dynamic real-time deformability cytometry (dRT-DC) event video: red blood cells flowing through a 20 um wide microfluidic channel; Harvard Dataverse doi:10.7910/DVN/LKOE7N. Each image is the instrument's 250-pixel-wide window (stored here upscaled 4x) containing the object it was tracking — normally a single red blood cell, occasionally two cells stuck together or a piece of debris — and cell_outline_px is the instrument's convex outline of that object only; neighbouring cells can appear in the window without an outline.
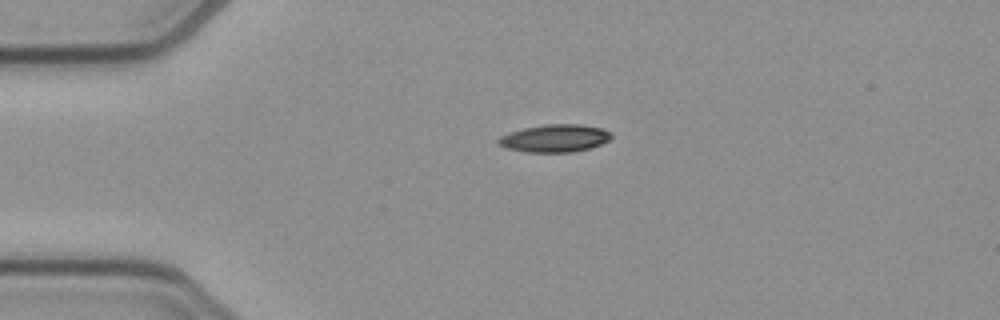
{"species": "common noctule bat (a hibernating species)", "species_latin": "Nyctalus noctula", "temperature_condition": "cold", "stored_images_in_passage": 42, "camera_frame_rate_fps": 3000, "um_per_image_px": 0.085, "animal": {"sex": "female", "body_mass_g": 21.9}, "frame": {"image": 1, "passage_image": 1, "time_ms": 0.0, "image_size_px": [1000, 320], "cell_outline_px": [[612, 136], [608, 140], [600, 144], [588, 148], [572, 152], [528, 152], [508, 148], [500, 144], [496, 140], [500, 136], [508, 132], [524, 128], [544, 124], [580, 124], [604, 128], [612, 132]], "centroid_in_image_um": [47.17, 11.73], "position_along_channel_um": 37.8, "area_um2": 18.15}}
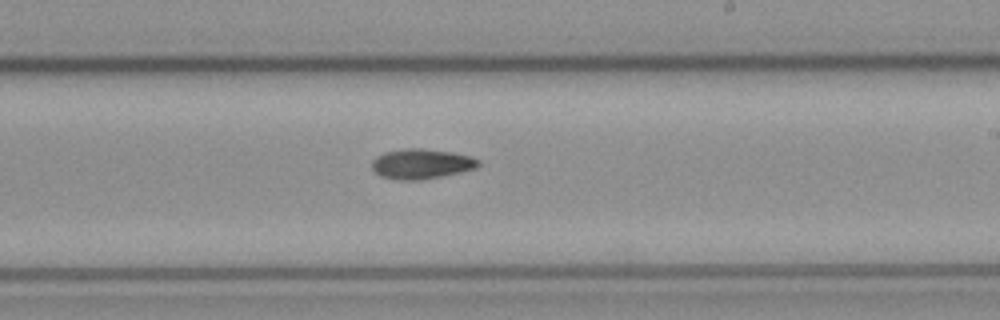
{"frame": {"image": 2, "passage_image": 20, "time_ms": 6.333, "image_size_px": [1000, 320], "cell_outline_px": [[480, 164], [476, 168], [460, 172], [420, 180], [400, 180], [380, 176], [372, 168], [372, 160], [376, 156], [384, 152], [404, 148], [420, 148], [452, 152], [468, 156], [480, 160]], "centroid_in_image_um": [35.79, 13.92], "position_along_channel_um": 253.2, "area_um2": 18.55}}
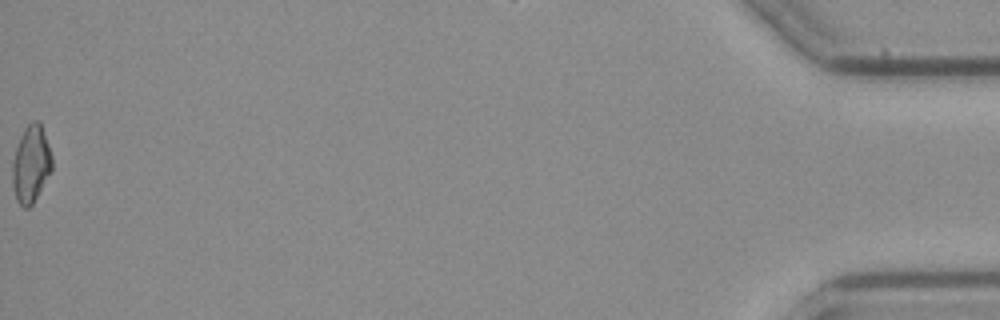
{"frame": {"image": 3, "passage_image": 42, "time_ms": 13.667, "image_size_px": [1000, 320], "cell_outline_px": [[52, 172], [32, 204], [28, 208], [24, 208], [16, 200], [12, 184], [12, 160], [16, 148], [24, 128], [32, 120], [40, 120], [52, 156]], "centroid_in_image_um": [2.64, 13.94], "position_along_channel_um": 432.6, "area_um2": 17.98}, "authors_computed_cell_mechanics": {"area_um2": 17.9469, "velocity_mm_per_s": 3.9019, "shape_relaxation_time_tau1_ms": 10.4245, "shape_relaxation_time_tau2_ms": null, "deformation_change_tau1": 0.2165, "deformation_change_tau2": null}}